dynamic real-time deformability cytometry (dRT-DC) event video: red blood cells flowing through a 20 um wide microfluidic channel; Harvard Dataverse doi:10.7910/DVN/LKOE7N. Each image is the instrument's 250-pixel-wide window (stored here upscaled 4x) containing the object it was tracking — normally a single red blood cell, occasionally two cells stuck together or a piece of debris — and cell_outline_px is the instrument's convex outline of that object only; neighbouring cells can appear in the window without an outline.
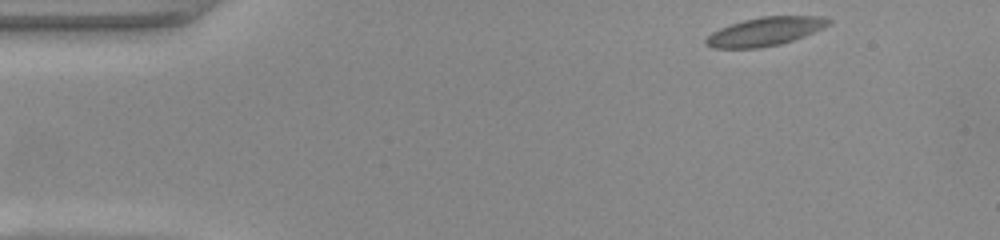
{"species": "common noctule bat (a hibernating species)", "species_latin": "Nyctalus noctula", "temperature_condition": "warm", "stored_images_in_passage": 46, "camera_frame_rate_fps": 3000, "um_per_image_px": 0.085, "animal": {"sex": "female", "body_mass_g": 22.0, "forearm_length_mm": 56.7}, "frame": {"image": 1, "passage_image": 1, "time_ms": 0.0, "image_size_px": [1000, 240], "cell_outline_px": [[832, 24], [824, 28], [804, 36], [780, 44], [760, 48], [712, 48], [704, 44], [704, 40], [712, 32], [720, 28], [744, 20], [764, 16], [824, 16], [832, 20]], "centroid_in_image_um": [65.06, 2.68], "position_along_channel_um": 19.9, "area_um2": 20.46}}
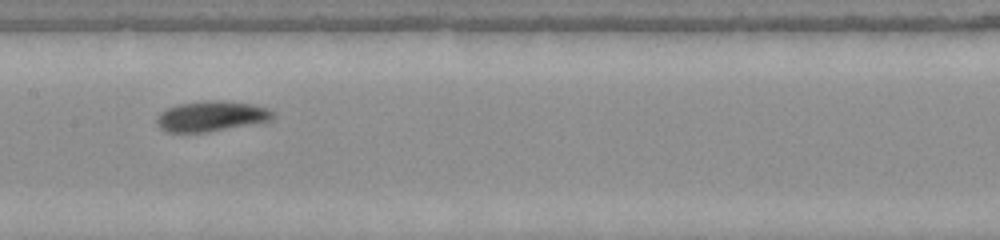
{"frame": {"image": 2, "passage_image": 20, "time_ms": 6.333, "image_size_px": [1000, 240], "cell_outline_px": [[276, 116], [272, 120], [208, 132], [168, 132], [160, 128], [156, 120], [160, 112], [164, 108], [180, 104], [204, 100], [224, 100], [256, 104], [268, 108]], "centroid_in_image_um": [17.98, 9.86], "position_along_channel_um": 189.4, "area_um2": 20.75}}
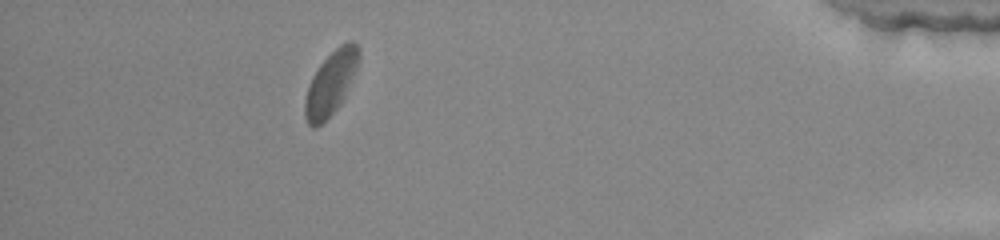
{"frame": {"image": 3, "passage_image": 40, "time_ms": 13.0, "image_size_px": [1000, 240], "cell_outline_px": [[360, 56], [356, 68], [344, 96], [340, 104], [316, 128], [312, 128], [308, 124], [304, 116], [304, 100], [312, 76], [320, 64], [340, 44], [348, 40], [352, 40], [356, 44], [360, 52]], "centroid_in_image_um": [28.1, 7.06], "position_along_channel_um": 407.1, "area_um2": 19.59}, "authors_computed_cell_mechanics": {"area_um2": 20.1144, "velocity_mm_per_s": 4.0812, "shape_relaxation_time_tau1_ms": 3.8336, "shape_relaxation_time_tau2_ms": 1.3914, "deformation_change_tau1": 0.1424, "deformation_change_tau2": 0.0576}}